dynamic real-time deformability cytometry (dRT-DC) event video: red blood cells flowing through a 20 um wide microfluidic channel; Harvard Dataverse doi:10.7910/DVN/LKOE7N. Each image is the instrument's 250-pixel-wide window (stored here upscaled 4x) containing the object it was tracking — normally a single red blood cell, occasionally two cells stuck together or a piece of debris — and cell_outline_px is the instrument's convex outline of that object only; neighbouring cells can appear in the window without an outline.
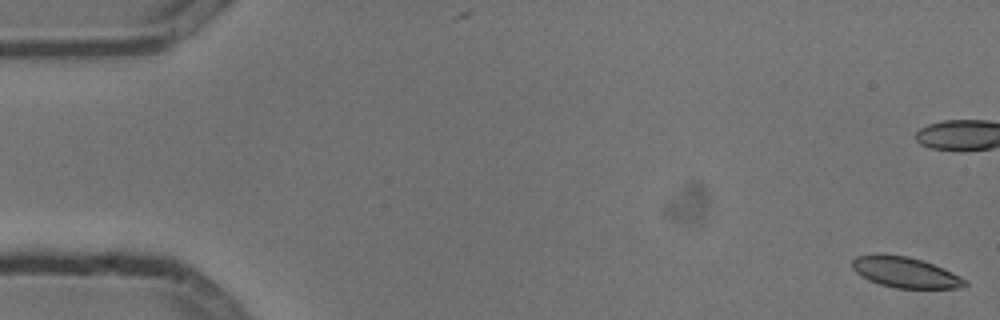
{"species": "common noctule bat (a hibernating species)", "species_latin": "Nyctalus noctula", "temperature_condition": "cold", "stored_images_in_passage": 7, "camera_frame_rate_fps": 3000, "um_per_image_px": 0.085, "animal": {"sex": "male", "body_mass_g": 13.3}, "frame": {"image": 1, "passage_image": 1, "time_ms": 0.0, "image_size_px": [1000, 320], "cell_outline_px": [[968, 284], [960, 288], [896, 288], [880, 284], [868, 280], [860, 276], [852, 268], [852, 260], [856, 256], [876, 252], [880, 252], [908, 256], [932, 264], [960, 276], [968, 280]], "centroid_in_image_um": [76.89, 23.13], "position_along_channel_um": 8.1, "area_um2": 20.4}}
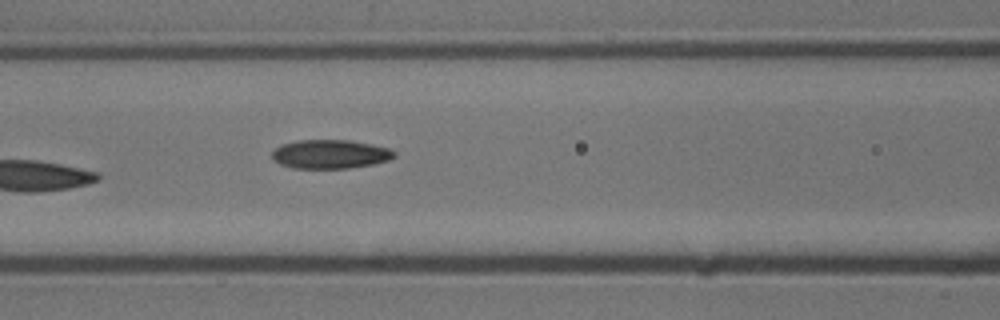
{"frame": {"image": 2, "passage_image": 7, "time_ms": 2.0, "image_size_px": [1000, 320], "cell_outline_px": [[396, 156], [388, 160], [372, 164], [348, 168], [292, 168], [280, 164], [272, 160], [272, 152], [280, 144], [296, 140], [348, 140], [372, 144], [388, 148], [396, 152]], "centroid_in_image_um": [28.04, 13.1], "position_along_channel_um": 138.6, "area_um2": 20.63}}